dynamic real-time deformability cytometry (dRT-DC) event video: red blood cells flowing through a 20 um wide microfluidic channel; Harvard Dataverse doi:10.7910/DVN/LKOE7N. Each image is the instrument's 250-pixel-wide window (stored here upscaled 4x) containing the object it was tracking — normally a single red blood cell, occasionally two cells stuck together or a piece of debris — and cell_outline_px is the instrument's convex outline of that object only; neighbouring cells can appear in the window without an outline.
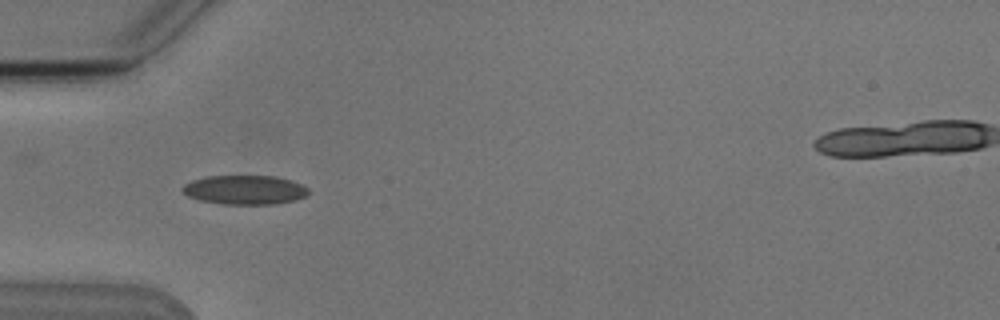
{"species": "Egyptian fruit bat (a non-hibernating species)", "species_latin": "Rousettus aegyptiacus", "temperature_condition": "cold", "stored_images_in_passage": 8, "camera_frame_rate_fps": 3000, "um_per_image_px": 0.085, "animal": {"sex": "male"}, "frame": {"image": 1, "passage_image": 5, "time_ms": 4.667, "image_size_px": [1000, 320], "cell_outline_px": [[308, 192], [304, 196], [296, 200], [276, 204], [220, 204], [200, 200], [188, 196], [180, 188], [184, 184], [192, 180], [208, 176], [272, 176], [292, 180], [308, 188]], "centroid_in_image_um": [20.79, 16.14], "position_along_channel_um": 64.2, "area_um2": 21.39}}
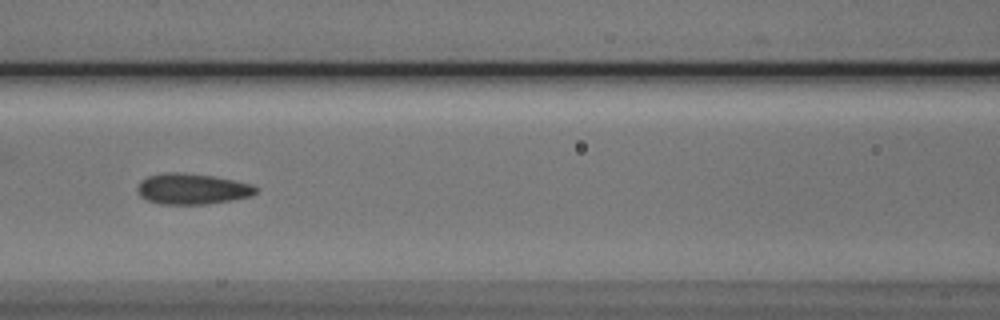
{"frame": {"image": 2, "passage_image": 7, "time_ms": 7.0, "image_size_px": [1000, 320], "cell_outline_px": [[260, 188], [252, 196], [232, 200], [208, 204], [160, 204], [148, 200], [140, 196], [136, 188], [140, 180], [148, 176], [168, 172], [176, 172], [212, 176], [252, 184]], "centroid_in_image_um": [16.34, 16.06], "position_along_channel_um": 150.3, "area_um2": 21.27}}
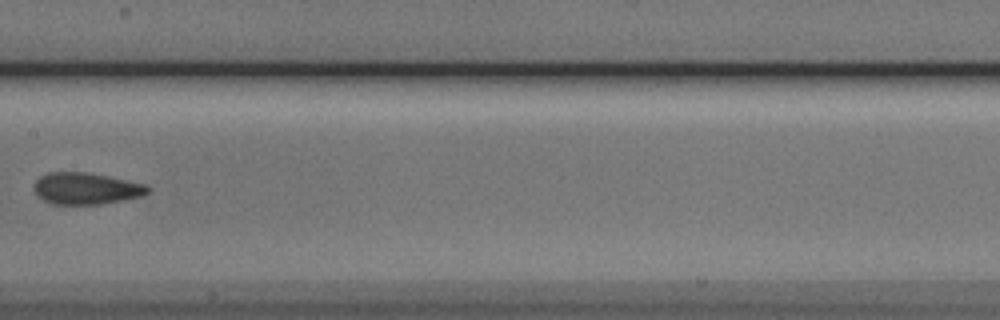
{"frame": {"image": 3, "passage_image": 8, "time_ms": 8.333, "image_size_px": [1000, 320], "cell_outline_px": [[152, 188], [148, 192], [140, 196], [124, 200], [100, 204], [52, 204], [36, 196], [36, 180], [40, 176], [48, 172], [84, 172], [144, 184]], "centroid_in_image_um": [7.3, 16.03], "position_along_channel_um": 200.1, "area_um2": 20.63}}